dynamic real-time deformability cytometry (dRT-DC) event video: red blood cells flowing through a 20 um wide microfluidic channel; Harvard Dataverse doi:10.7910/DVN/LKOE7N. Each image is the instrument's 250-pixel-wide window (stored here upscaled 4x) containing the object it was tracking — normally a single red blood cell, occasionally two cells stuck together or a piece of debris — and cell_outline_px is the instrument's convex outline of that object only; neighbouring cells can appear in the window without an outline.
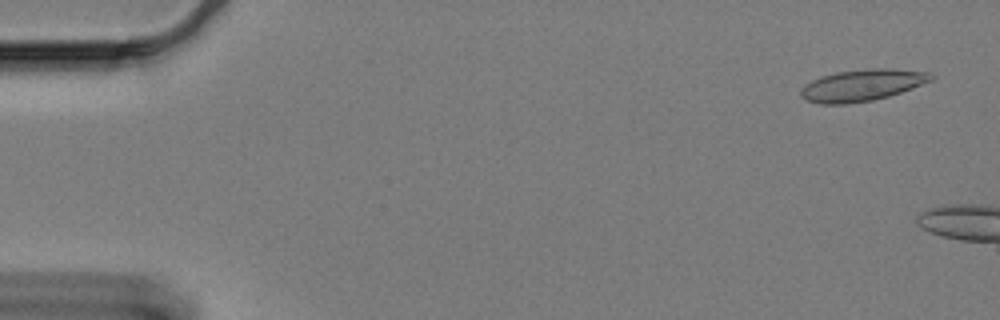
{"species": "Egyptian fruit bat (a non-hibernating species)", "species_latin": "Rousettus aegyptiacus", "temperature_condition": "cold", "stored_images_in_passage": 7, "camera_frame_rate_fps": 3000, "um_per_image_px": 0.085, "animal": {"sex": "female"}, "frame": {"image": 1, "passage_image": 3, "time_ms": 0.667, "image_size_px": [1000, 320], "cell_outline_px": [[936, 76], [932, 80], [912, 88], [888, 96], [872, 100], [844, 104], [820, 104], [808, 100], [800, 96], [800, 92], [812, 80], [836, 72], [872, 68], [888, 68], [928, 72]], "centroid_in_image_um": [73.32, 7.24], "position_along_channel_um": 11.7, "area_um2": 23.64}}